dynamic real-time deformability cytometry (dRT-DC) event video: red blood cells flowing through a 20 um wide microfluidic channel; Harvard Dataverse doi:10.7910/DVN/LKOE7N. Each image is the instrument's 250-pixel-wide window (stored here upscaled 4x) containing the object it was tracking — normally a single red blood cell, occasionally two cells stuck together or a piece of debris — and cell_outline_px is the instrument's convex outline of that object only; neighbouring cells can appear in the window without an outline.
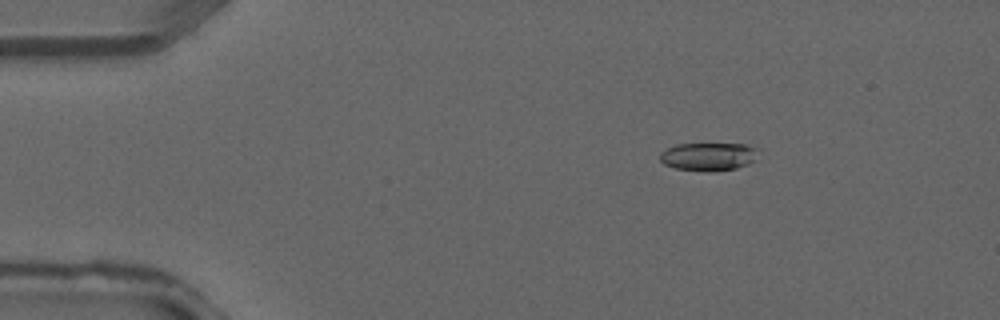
{"species": "common noctule bat (a hibernating species)", "species_latin": "Nyctalus noctula", "temperature_condition": "warm", "stored_images_in_passage": 3, "camera_frame_rate_fps": 3000, "um_per_image_px": 0.085, "animal": {"sex": "male", "forearm_length_mm": 52.5}, "frame": {"image": 1, "passage_image": 2, "time_ms": 0.333, "image_size_px": [1000, 320], "cell_outline_px": [[760, 148], [752, 160], [748, 164], [736, 168], [712, 172], [676, 168], [664, 164], [660, 160], [660, 152], [676, 144], [744, 144]], "centroid_in_image_um": [60.21, 13.3], "position_along_channel_um": 24.8, "area_um2": 16.01}}